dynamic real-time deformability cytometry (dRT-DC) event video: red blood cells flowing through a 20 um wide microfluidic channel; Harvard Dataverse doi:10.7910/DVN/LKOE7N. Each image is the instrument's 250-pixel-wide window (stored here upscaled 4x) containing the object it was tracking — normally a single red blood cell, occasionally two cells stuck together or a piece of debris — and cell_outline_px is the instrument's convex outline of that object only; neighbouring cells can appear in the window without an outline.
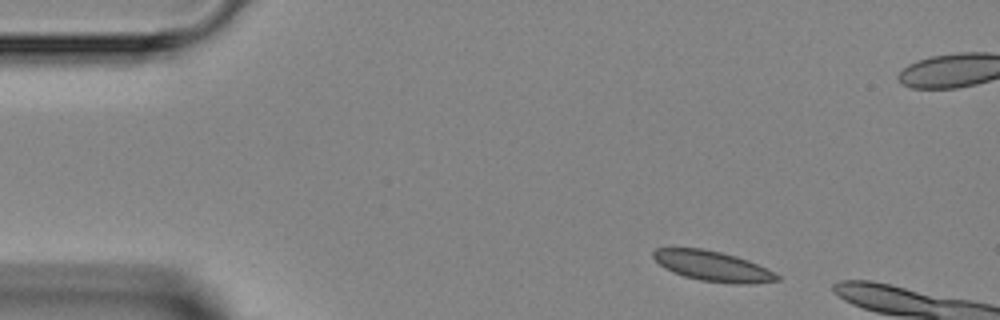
{"species": "Egyptian fruit bat (a non-hibernating species)", "species_latin": "Rousettus aegyptiacus", "temperature_condition": "room temperature", "stored_images_in_passage": 3, "camera_frame_rate_fps": 3000, "um_per_image_px": 0.085, "animal": {"sex": "female"}, "frame": {"image": 1, "passage_image": 1, "time_ms": 0.0, "image_size_px": [1000, 320], "cell_outline_px": [[780, 280], [756, 284], [732, 284], [700, 280], [684, 276], [672, 272], [664, 268], [652, 256], [652, 252], [656, 248], [704, 248], [736, 256], [748, 260], [776, 272], [780, 276]], "centroid_in_image_um": [60.61, 22.63], "position_along_channel_um": 24.4, "area_um2": 21.96}}